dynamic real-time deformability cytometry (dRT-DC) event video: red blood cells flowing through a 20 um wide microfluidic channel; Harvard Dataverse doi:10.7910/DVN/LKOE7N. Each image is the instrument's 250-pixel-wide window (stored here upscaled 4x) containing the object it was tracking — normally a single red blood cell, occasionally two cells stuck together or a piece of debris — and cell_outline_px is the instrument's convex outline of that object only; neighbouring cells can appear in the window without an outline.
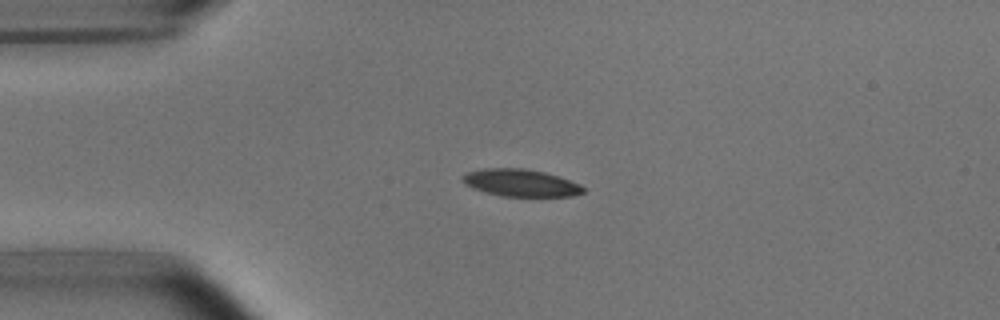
{"species": "common noctule bat (a hibernating species)", "species_latin": "Nyctalus noctula", "temperature_condition": "room temperature", "stored_images_in_passage": 3, "camera_frame_rate_fps": 3000, "um_per_image_px": 0.085, "animal": {"sex": "male", "body_mass_g": 15.6}, "frame": {"image": 1, "passage_image": 2, "time_ms": 1.0, "image_size_px": [1000, 320], "cell_outline_px": [[584, 192], [572, 196], [500, 196], [484, 192], [472, 188], [464, 184], [464, 176], [468, 172], [484, 168], [524, 168], [544, 172], [580, 184], [584, 188]], "centroid_in_image_um": [44.25, 15.55], "position_along_channel_um": 40.8, "area_um2": 18.96}}